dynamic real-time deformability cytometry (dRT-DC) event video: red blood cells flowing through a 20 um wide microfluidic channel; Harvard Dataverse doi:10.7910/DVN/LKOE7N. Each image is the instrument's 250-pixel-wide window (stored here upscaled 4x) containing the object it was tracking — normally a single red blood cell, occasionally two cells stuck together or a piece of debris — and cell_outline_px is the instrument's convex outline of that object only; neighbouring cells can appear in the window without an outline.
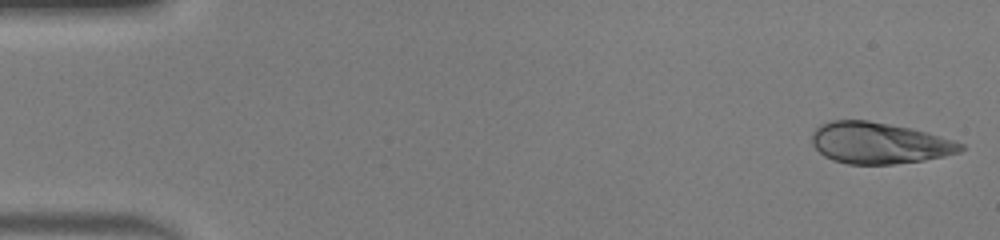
{"species": "human", "species_latin": "Homo sapiens", "temperature_condition": "warm", "stored_images_in_passage": 49, "camera_frame_rate_fps": 3000, "um_per_image_px": 0.085, "donor": {"sex": "male"}, "frame": {"image": 1, "passage_image": 1, "time_ms": 0.0, "image_size_px": [1000, 240], "cell_outline_px": [[964, 148], [960, 152], [944, 156], [924, 160], [892, 164], [848, 164], [832, 160], [824, 156], [812, 144], [812, 132], [820, 124], [832, 120], [868, 120], [908, 128], [924, 132], [952, 140], [964, 144]], "centroid_in_image_um": [74.68, 12.16], "position_along_channel_um": 10.3, "area_um2": 35.55}}
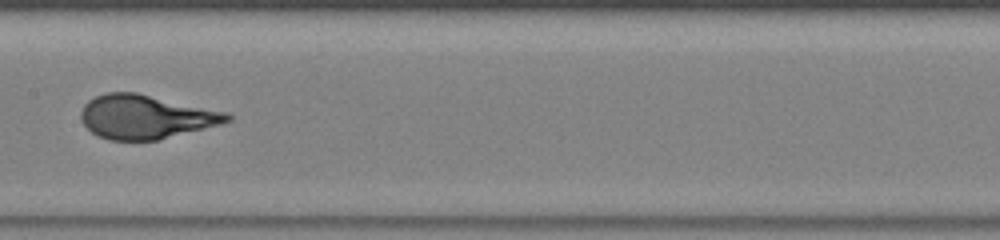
{"frame": {"image": 2, "passage_image": 25, "time_ms": 8.0, "image_size_px": [1000, 240], "cell_outline_px": [[232, 120], [220, 124], [156, 140], [108, 140], [92, 132], [80, 120], [80, 112], [84, 104], [88, 100], [104, 92], [136, 92], [228, 112], [232, 116]], "centroid_in_image_um": [12.36, 9.91], "position_along_channel_um": 195.0, "area_um2": 37.28}}
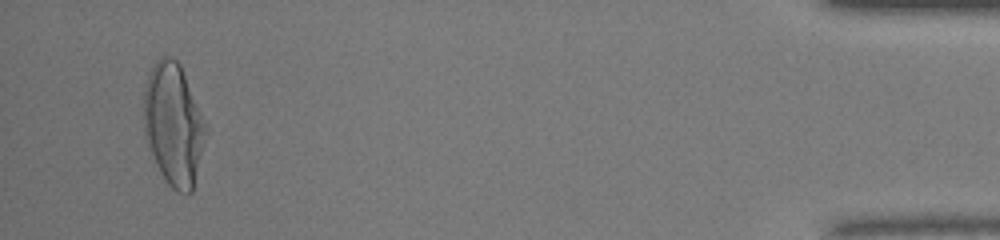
{"frame": {"image": 3, "passage_image": 47, "time_ms": 15.333, "image_size_px": [1000, 240], "cell_outline_px": [[208, 132], [192, 192], [188, 196], [176, 192], [168, 184], [160, 172], [156, 164], [144, 132], [144, 88], [148, 72], [152, 64], [156, 60], [164, 56], [168, 56], [176, 60], [180, 64], [208, 128]], "centroid_in_image_um": [14.76, 10.59], "position_along_channel_um": 420.4, "area_um2": 44.39}}